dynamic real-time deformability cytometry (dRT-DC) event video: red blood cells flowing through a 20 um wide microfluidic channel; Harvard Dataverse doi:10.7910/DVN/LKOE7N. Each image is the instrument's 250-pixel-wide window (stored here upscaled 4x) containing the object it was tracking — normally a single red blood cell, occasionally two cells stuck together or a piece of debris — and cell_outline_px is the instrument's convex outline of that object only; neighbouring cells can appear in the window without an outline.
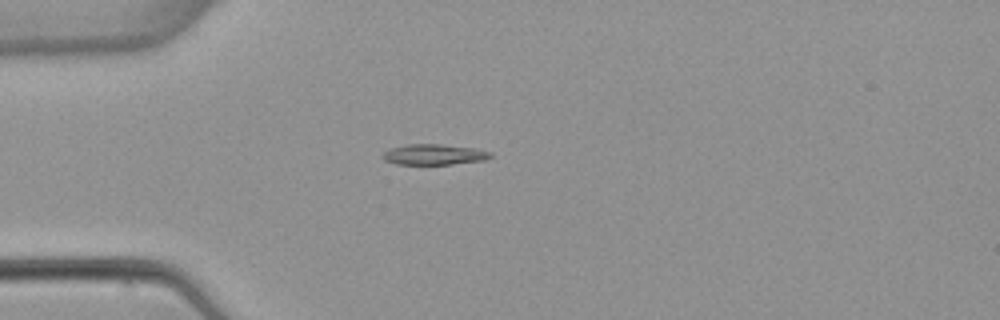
{"species": "common noctule bat (a hibernating species)", "species_latin": "Nyctalus noctula", "temperature_condition": "warm", "stored_images_in_passage": 5, "camera_frame_rate_fps": 3000, "um_per_image_px": 0.085, "animal": {"sex": "female", "body_mass_g": 22.7, "forearm_length_mm": 54.2}, "frame": {"image": 1, "passage_image": 4, "time_ms": 3.667, "image_size_px": [1000, 320], "cell_outline_px": [[492, 156], [484, 160], [452, 164], [396, 164], [384, 160], [380, 156], [384, 152], [392, 148], [408, 144], [440, 144], [476, 148], [492, 152]], "centroid_in_image_um": [36.9, 13.13], "position_along_channel_um": 48.1, "area_um2": 12.95}}